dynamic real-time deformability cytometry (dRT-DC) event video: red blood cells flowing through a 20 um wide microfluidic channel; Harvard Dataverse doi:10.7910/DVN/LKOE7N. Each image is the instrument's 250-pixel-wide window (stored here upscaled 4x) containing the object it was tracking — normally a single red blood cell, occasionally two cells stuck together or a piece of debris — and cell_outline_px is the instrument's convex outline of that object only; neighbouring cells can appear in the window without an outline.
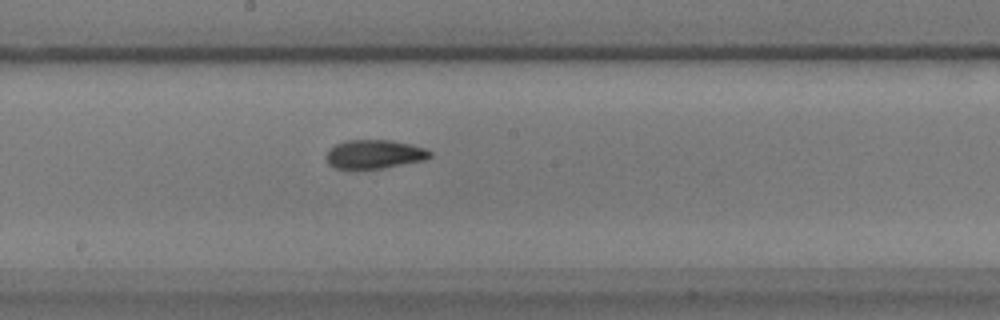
{"species": "common noctule bat (a hibernating species)", "species_latin": "Nyctalus noctula", "temperature_condition": "warm", "stored_images_in_passage": 58, "camera_frame_rate_fps": 3000, "um_per_image_px": 0.085, "animal": {"sex": "male", "body_mass_g": 17.9}, "frame": {"image": 1, "passage_image": 31, "time_ms": 10.0, "image_size_px": [1000, 320], "cell_outline_px": [[432, 156], [424, 160], [384, 168], [356, 172], [348, 172], [332, 168], [328, 164], [324, 156], [328, 148], [344, 140], [392, 140], [412, 144], [424, 148], [432, 152]], "centroid_in_image_um": [31.71, 13.16], "position_along_channel_um": 216.5, "area_um2": 18.5}}
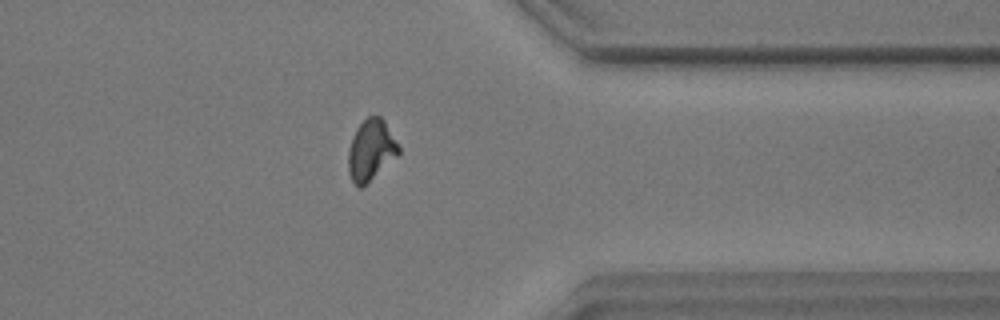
{"frame": {"image": 2, "passage_image": 46, "time_ms": 15.0, "image_size_px": [1000, 320], "cell_outline_px": [[400, 152], [396, 156], [360, 188], [352, 180], [348, 172], [348, 152], [352, 136], [356, 128], [368, 116], [380, 116], [384, 120], [400, 148]], "centroid_in_image_um": [31.5, 12.72], "position_along_channel_um": 379.9, "area_um2": 17.4}}
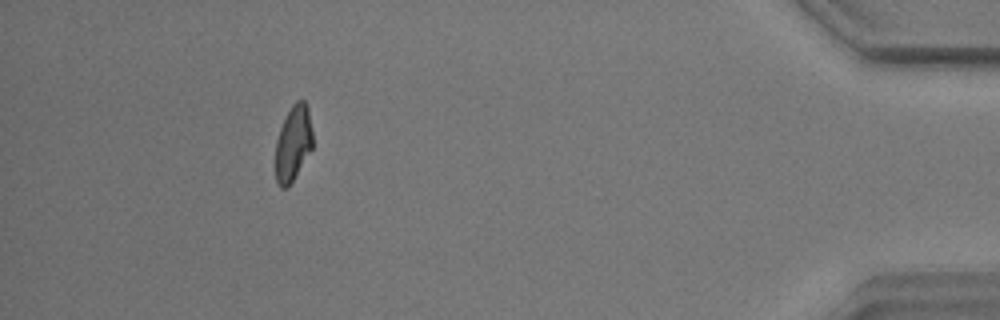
{"frame": {"image": 3, "passage_image": 53, "time_ms": 17.333, "image_size_px": [1000, 320], "cell_outline_px": [[312, 148], [288, 188], [280, 188], [276, 180], [276, 140], [280, 128], [292, 104], [296, 100], [304, 100], [308, 104], [312, 132]], "centroid_in_image_um": [24.92, 12.16], "position_along_channel_um": 410.3, "area_um2": 16.3}, "authors_computed_cell_mechanics": {"area_um2": 17.4556, "velocity_mm_per_s": 3.4762, "shape_relaxation_time_tau1_ms": 4.69, "shape_relaxation_time_tau2_ms": 2.586, "deformation_change_tau1": 0.1642, "deformation_change_tau2": 0.0957}}